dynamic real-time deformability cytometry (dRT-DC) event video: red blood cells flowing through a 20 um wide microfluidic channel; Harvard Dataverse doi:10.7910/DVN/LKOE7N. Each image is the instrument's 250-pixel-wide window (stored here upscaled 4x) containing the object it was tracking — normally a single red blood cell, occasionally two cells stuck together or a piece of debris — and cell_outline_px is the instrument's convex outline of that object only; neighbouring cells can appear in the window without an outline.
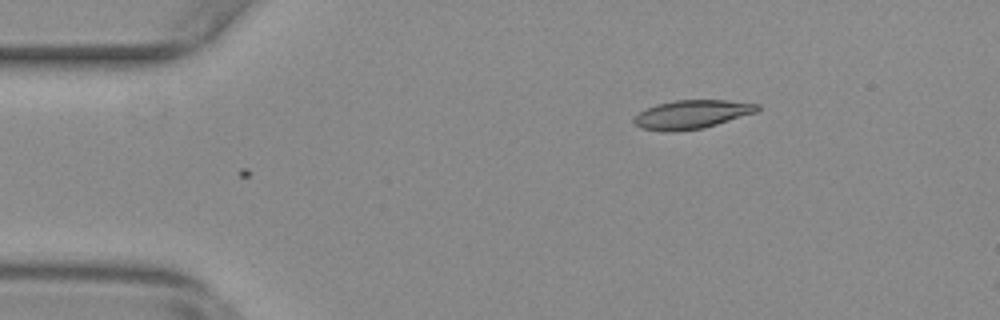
{"species": "common noctule bat (a hibernating species)", "species_latin": "Nyctalus noctula", "temperature_condition": "warm", "stored_images_in_passage": 2, "camera_frame_rate_fps": 3000, "um_per_image_px": 0.085, "animal": {"sex": "female", "body_mass_g": 29.2, "forearm_length_mm": 56.3}, "frame": {"image": 1, "passage_image": 2, "time_ms": 0.333, "image_size_px": [1000, 320], "cell_outline_px": [[760, 108], [756, 112], [704, 128], [672, 132], [664, 132], [640, 128], [632, 120], [644, 108], [656, 104], [676, 100], [728, 100], [760, 104]], "centroid_in_image_um": [58.78, 9.72], "position_along_channel_um": 26.2, "area_um2": 20.69}}